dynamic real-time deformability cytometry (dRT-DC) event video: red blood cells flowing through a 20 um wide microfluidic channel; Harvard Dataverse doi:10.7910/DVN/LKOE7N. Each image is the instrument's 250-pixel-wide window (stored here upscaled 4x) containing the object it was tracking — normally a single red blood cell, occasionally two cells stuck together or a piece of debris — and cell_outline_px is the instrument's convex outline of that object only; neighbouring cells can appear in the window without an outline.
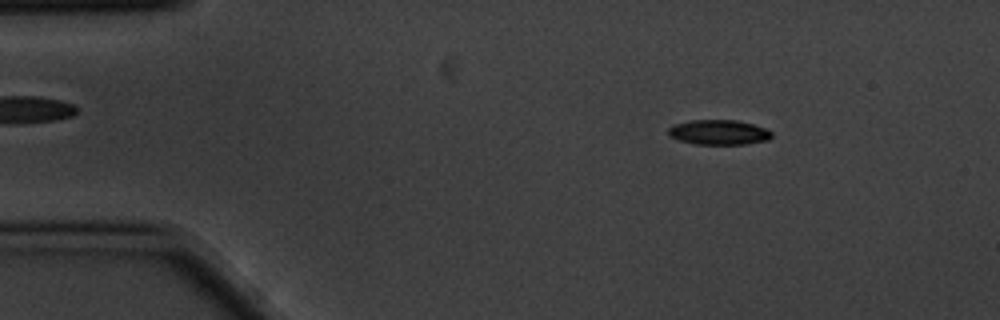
{"species": "common noctule bat (a hibernating species)", "species_latin": "Nyctalus noctula", "temperature_condition": "cold", "stored_images_in_passage": 4, "camera_frame_rate_fps": 3000, "um_per_image_px": 0.085, "animal": {"sex": "male", "body_mass_g": 20.1, "forearm_length_mm": 53.5}, "frame": {"image": 1, "passage_image": 2, "time_ms": 0.333, "image_size_px": [1000, 320], "cell_outline_px": [[772, 136], [768, 140], [748, 144], [696, 144], [680, 140], [672, 136], [668, 132], [668, 128], [672, 124], [692, 120], [736, 120], [752, 124], [764, 128], [772, 132]], "centroid_in_image_um": [61.11, 11.24], "position_along_channel_um": 23.9, "area_um2": 14.91}}